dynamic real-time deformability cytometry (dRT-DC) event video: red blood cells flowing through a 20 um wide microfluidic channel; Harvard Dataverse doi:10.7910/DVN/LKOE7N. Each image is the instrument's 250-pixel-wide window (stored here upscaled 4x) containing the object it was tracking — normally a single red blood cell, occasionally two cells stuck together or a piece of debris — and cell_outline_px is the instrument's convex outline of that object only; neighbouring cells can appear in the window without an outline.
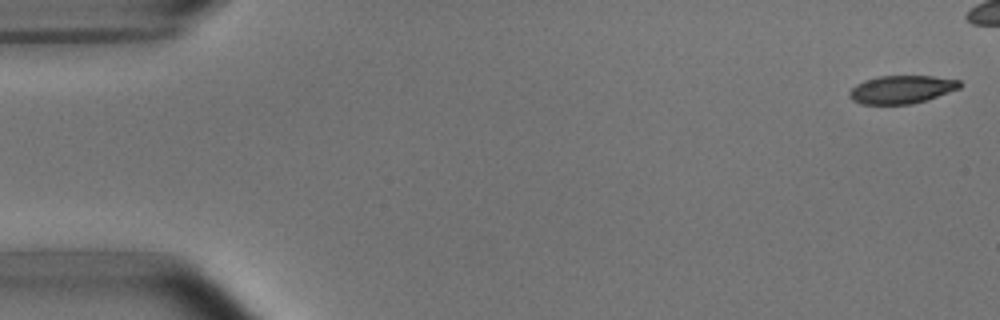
{"species": "common noctule bat (a hibernating species)", "species_latin": "Nyctalus noctula", "temperature_condition": "room temperature", "stored_images_in_passage": 9, "camera_frame_rate_fps": 3000, "um_per_image_px": 0.085, "animal": {"sex": "male", "body_mass_g": 15.6}, "frame": {"image": 1, "passage_image": 1, "time_ms": 0.0, "image_size_px": [1000, 320], "cell_outline_px": [[960, 88], [912, 104], [860, 104], [852, 100], [848, 96], [848, 92], [856, 84], [864, 80], [880, 76], [932, 76], [960, 80]], "centroid_in_image_um": [76.58, 7.6], "position_along_channel_um": 8.4, "area_um2": 17.92}}
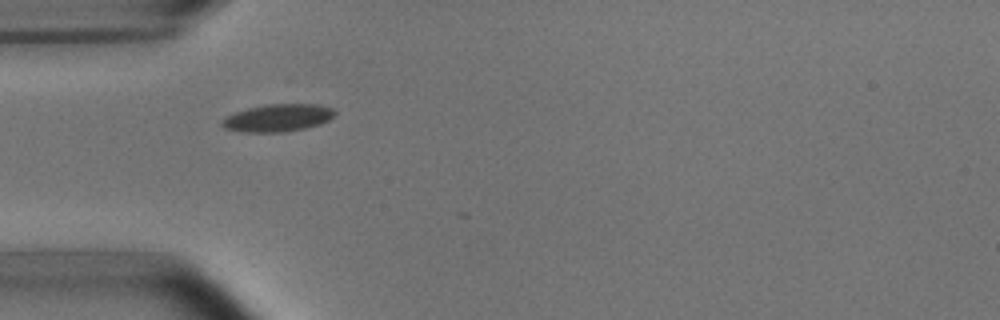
{"frame": {"image": 2, "passage_image": 6, "time_ms": 6.667, "image_size_px": [1000, 320], "cell_outline_px": [[336, 112], [328, 120], [320, 124], [304, 128], [284, 132], [244, 132], [224, 128], [220, 124], [220, 120], [236, 112], [248, 108], [268, 104], [320, 104], [332, 108]], "centroid_in_image_um": [23.6, 10.02], "position_along_channel_um": 61.4, "area_um2": 17.98}}
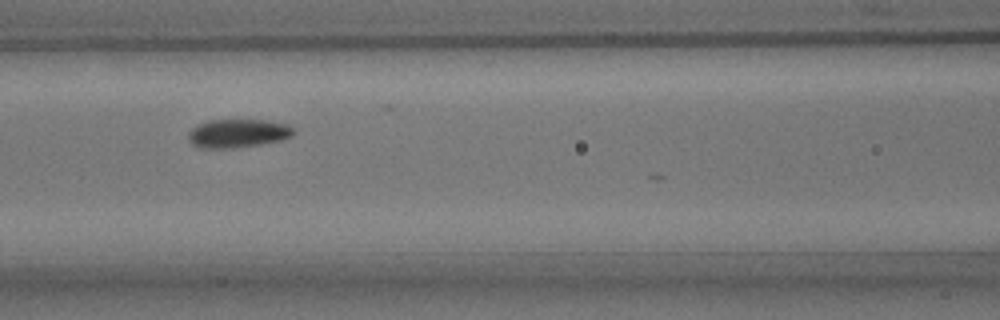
{"frame": {"image": 3, "passage_image": 8, "time_ms": 9.0, "image_size_px": [1000, 320], "cell_outline_px": [[296, 132], [292, 136], [280, 140], [260, 144], [232, 148], [196, 148], [188, 140], [188, 132], [196, 124], [208, 120], [264, 120], [288, 124]], "centroid_in_image_um": [20.17, 11.33], "position_along_channel_um": 146.4, "area_um2": 17.63}}